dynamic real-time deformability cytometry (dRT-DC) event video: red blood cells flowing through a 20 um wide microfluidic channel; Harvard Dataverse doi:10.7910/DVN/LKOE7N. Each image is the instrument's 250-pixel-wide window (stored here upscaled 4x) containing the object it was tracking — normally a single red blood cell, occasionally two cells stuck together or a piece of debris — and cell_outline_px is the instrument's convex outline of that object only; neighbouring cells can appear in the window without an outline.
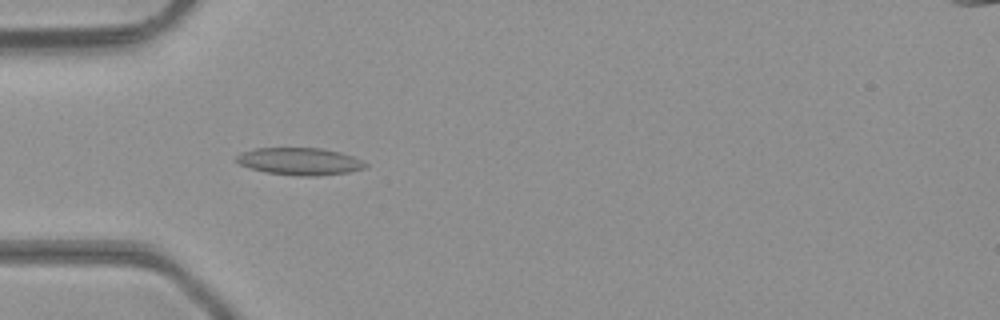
{"species": "common noctule bat (a hibernating species)", "species_latin": "Nyctalus noctula", "temperature_condition": "room temperature", "stored_images_in_passage": 5, "camera_frame_rate_fps": 3000, "um_per_image_px": 0.085, "animal": {"sex": "male", "body_mass_g": 23.1, "forearm_length_mm": 52.7}, "frame": {"image": 1, "passage_image": 4, "time_ms": 1.0, "image_size_px": [1000, 320], "cell_outline_px": [[368, 164], [364, 168], [348, 172], [316, 176], [296, 176], [264, 172], [248, 168], [240, 164], [236, 160], [236, 156], [240, 152], [256, 148], [320, 148], [340, 152], [352, 156]], "centroid_in_image_um": [25.43, 13.72], "position_along_channel_um": 59.6, "area_um2": 20.52}}
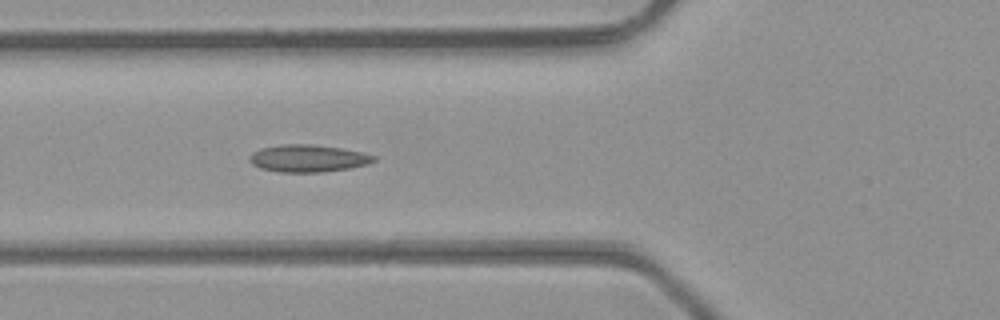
{"frame": {"image": 2, "passage_image": 5, "time_ms": 1.333, "image_size_px": [1000, 320], "cell_outline_px": [[376, 160], [368, 164], [348, 168], [324, 172], [280, 172], [260, 168], [252, 164], [248, 160], [248, 156], [252, 152], [260, 148], [280, 144], [312, 144], [340, 148], [364, 152], [376, 156]], "centroid_in_image_um": [26.16, 13.45], "position_along_channel_um": 99.6, "area_um2": 19.94}}